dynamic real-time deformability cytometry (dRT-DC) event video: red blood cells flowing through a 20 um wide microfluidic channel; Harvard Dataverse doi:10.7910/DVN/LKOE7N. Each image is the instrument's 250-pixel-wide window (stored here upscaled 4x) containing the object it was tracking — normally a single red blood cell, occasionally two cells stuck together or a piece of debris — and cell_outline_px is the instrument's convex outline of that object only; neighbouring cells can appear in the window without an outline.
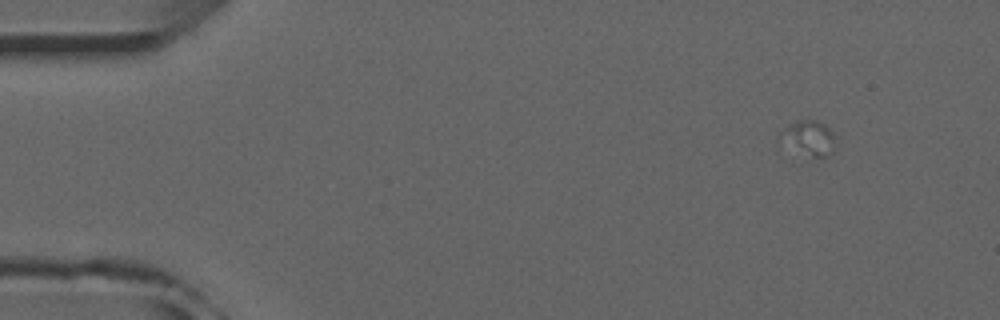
{"species": "common noctule bat (a hibernating species)", "species_latin": "Nyctalus noctula", "temperature_condition": "room temperature", "stored_images_in_passage": 3, "camera_frame_rate_fps": 3000, "um_per_image_px": 0.085, "animal": {"sex": "male", "forearm_length_mm": 52.5}, "frame": {"image": 1, "passage_image": 2, "time_ms": 0.333, "image_size_px": [1000, 320], "cell_outline_px": [[836, 136], [832, 152], [828, 156], [808, 160], [776, 136], [780, 132], [792, 124], [800, 120], [816, 120], [824, 124]], "centroid_in_image_um": [68.77, 11.8], "position_along_channel_um": 16.2, "area_um2": 11.44}}